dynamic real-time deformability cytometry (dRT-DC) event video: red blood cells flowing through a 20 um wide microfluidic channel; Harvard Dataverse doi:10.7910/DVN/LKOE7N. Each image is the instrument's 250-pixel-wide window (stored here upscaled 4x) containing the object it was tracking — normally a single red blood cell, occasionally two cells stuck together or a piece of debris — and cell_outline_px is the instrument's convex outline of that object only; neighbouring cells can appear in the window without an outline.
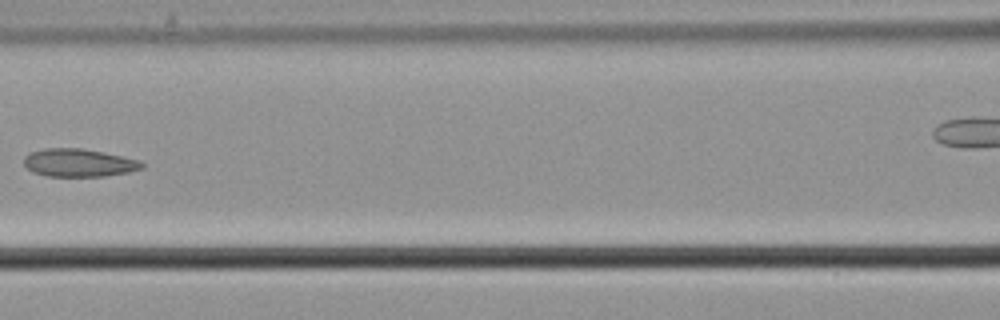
{"species": "common noctule bat (a hibernating species)", "species_latin": "Nyctalus noctula", "temperature_condition": "cold", "stored_images_in_passage": 4, "camera_frame_rate_fps": 3000, "um_per_image_px": 0.085, "animal": {"sex": "male", "body_mass_g": 21.5, "forearm_length_mm": 52.0}, "frame": {"image": 1, "passage_image": 3, "time_ms": 0.667, "image_size_px": [1000, 320], "cell_outline_px": [[144, 168], [128, 172], [104, 176], [48, 176], [32, 172], [24, 164], [24, 156], [28, 152], [44, 148], [80, 148], [104, 152], [140, 160], [144, 164]], "centroid_in_image_um": [6.68, 13.83], "position_along_channel_um": 159.9, "area_um2": 19.31}}
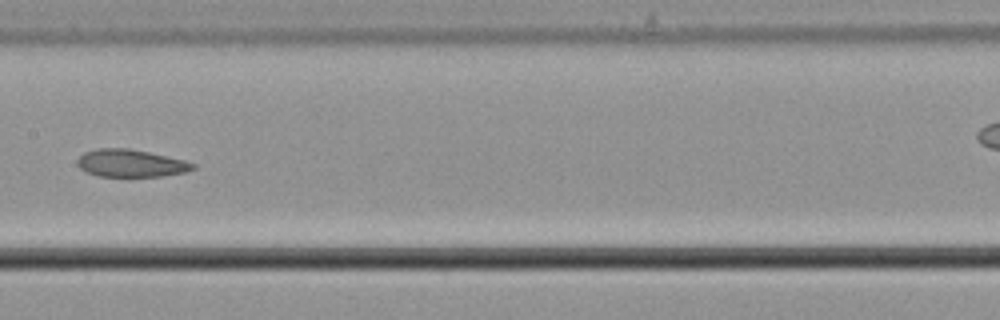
{"frame": {"image": 2, "passage_image": 4, "time_ms": 1.0, "image_size_px": [1000, 320], "cell_outline_px": [[196, 168], [184, 172], [160, 176], [100, 176], [88, 172], [80, 168], [76, 164], [76, 160], [84, 152], [100, 148], [128, 148], [148, 152], [184, 160], [196, 164]], "centroid_in_image_um": [11.1, 13.87], "position_along_channel_um": 196.3, "area_um2": 18.32}}